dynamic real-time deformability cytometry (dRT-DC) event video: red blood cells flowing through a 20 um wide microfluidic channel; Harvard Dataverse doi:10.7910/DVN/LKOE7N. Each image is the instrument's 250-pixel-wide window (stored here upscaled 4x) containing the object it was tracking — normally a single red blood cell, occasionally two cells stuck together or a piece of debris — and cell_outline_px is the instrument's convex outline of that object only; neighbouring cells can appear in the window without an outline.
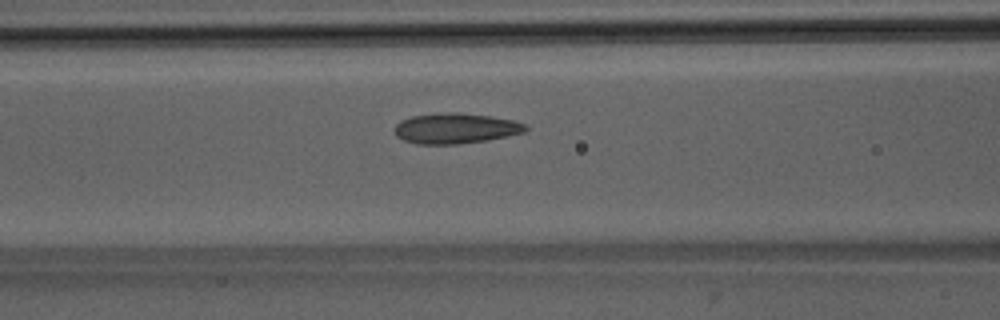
{"species": "Egyptian fruit bat (a non-hibernating species)", "species_latin": "Rousettus aegyptiacus", "temperature_condition": "room temperature", "stored_images_in_passage": 37, "camera_frame_rate_fps": 3000, "um_per_image_px": 0.085, "animal": {"sex": "male"}, "frame": {"image": 1, "passage_image": 16, "time_ms": 5.0, "image_size_px": [1000, 320], "cell_outline_px": [[528, 128], [524, 132], [508, 136], [488, 140], [456, 144], [416, 144], [404, 140], [396, 136], [396, 124], [400, 120], [412, 116], [444, 112], [456, 112], [488, 116], [512, 120], [524, 124]], "centroid_in_image_um": [38.7, 10.91], "position_along_channel_um": 127.9, "area_um2": 23.06}}
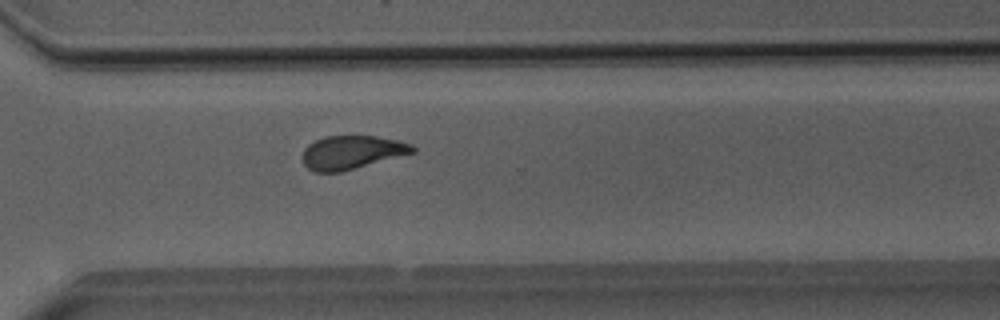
{"frame": {"image": 2, "passage_image": 32, "time_ms": 10.333, "image_size_px": [1000, 320], "cell_outline_px": [[416, 152], [340, 172], [316, 172], [308, 168], [304, 164], [304, 148], [308, 144], [324, 136], [376, 136], [396, 140], [412, 144], [416, 148]], "centroid_in_image_um": [29.92, 12.94], "position_along_channel_um": 340.7, "area_um2": 21.33}}